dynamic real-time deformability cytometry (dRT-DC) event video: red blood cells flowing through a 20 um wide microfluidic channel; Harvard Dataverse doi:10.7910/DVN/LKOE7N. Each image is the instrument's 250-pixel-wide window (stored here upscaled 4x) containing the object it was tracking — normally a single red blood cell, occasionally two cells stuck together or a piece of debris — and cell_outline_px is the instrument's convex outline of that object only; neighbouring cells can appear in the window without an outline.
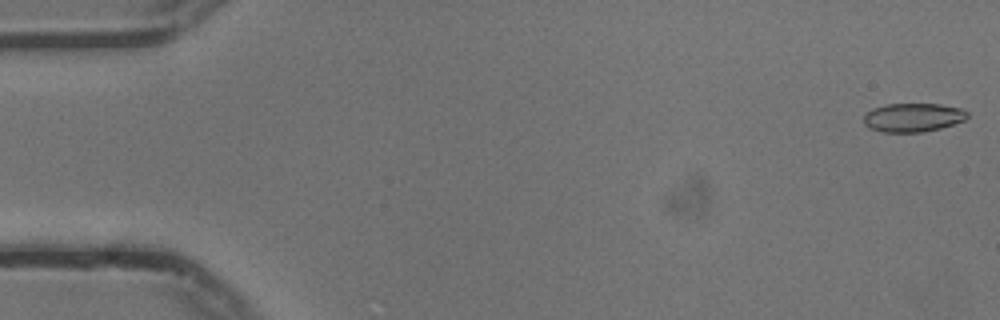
{"species": "common noctule bat (a hibernating species)", "species_latin": "Nyctalus noctula", "temperature_condition": "cold", "stored_images_in_passage": 17, "camera_frame_rate_fps": 3000, "um_per_image_px": 0.085, "animal": {"sex": "male", "body_mass_g": 13.3}, "frame": {"image": 1, "passage_image": 1, "time_ms": 0.0, "image_size_px": [1000, 320], "cell_outline_px": [[968, 116], [964, 120], [940, 128], [920, 132], [884, 132], [868, 128], [864, 124], [864, 116], [872, 108], [888, 104], [940, 104], [960, 108], [968, 112]], "centroid_in_image_um": [77.59, 9.98], "position_along_channel_um": 7.4, "area_um2": 17.22}}
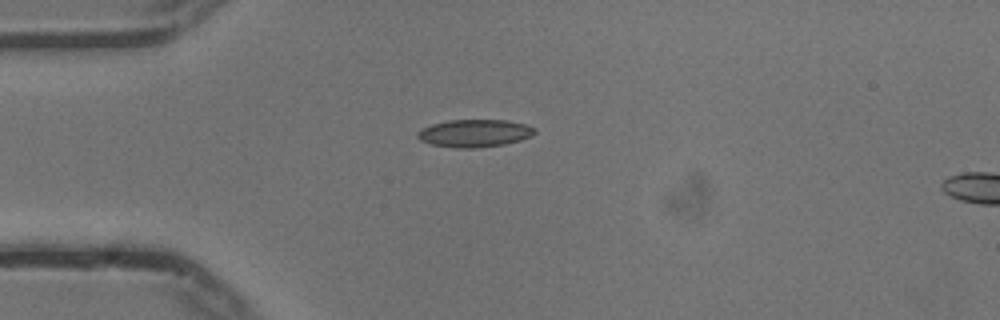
{"frame": {"image": 2, "passage_image": 14, "time_ms": 4.333, "image_size_px": [1000, 320], "cell_outline_px": [[536, 132], [532, 136], [520, 140], [504, 144], [472, 148], [456, 148], [432, 144], [420, 140], [416, 136], [416, 132], [432, 124], [448, 120], [504, 120], [524, 124], [536, 128]], "centroid_in_image_um": [40.34, 11.32], "position_along_channel_um": 44.7, "area_um2": 18.73}}